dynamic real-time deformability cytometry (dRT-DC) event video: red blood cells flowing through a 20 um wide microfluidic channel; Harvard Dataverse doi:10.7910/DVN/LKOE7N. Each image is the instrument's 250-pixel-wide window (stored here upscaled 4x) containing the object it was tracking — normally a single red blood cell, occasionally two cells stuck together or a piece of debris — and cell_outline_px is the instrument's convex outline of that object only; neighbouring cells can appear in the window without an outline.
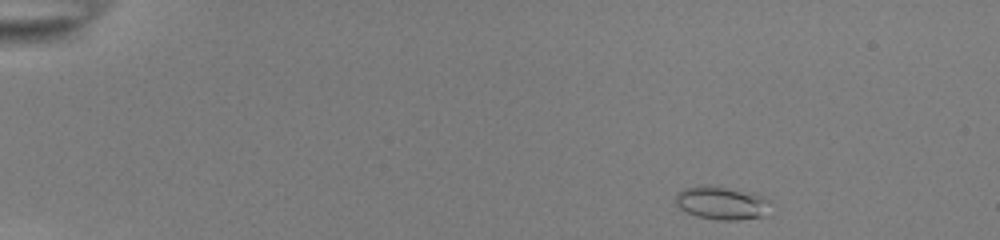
{"species": "common noctule bat (a hibernating species)", "species_latin": "Nyctalus noctula", "temperature_condition": "room temperature", "stored_images_in_passage": 46, "camera_frame_rate_fps": 3000, "um_per_image_px": 0.085, "animal": {"sex": "female", "body_mass_g": 22.0, "forearm_length_mm": 56.7}, "frame": {"image": 1, "passage_image": 1, "time_ms": 0.0, "image_size_px": [1000, 240], "cell_outline_px": [[776, 204], [764, 216], [736, 220], [720, 220], [696, 216], [680, 208], [676, 204], [676, 196], [684, 188], [700, 184], [708, 184], [752, 192], [764, 196]], "centroid_in_image_um": [61.43, 17.23], "position_along_channel_um": 23.6, "area_um2": 18.84}}
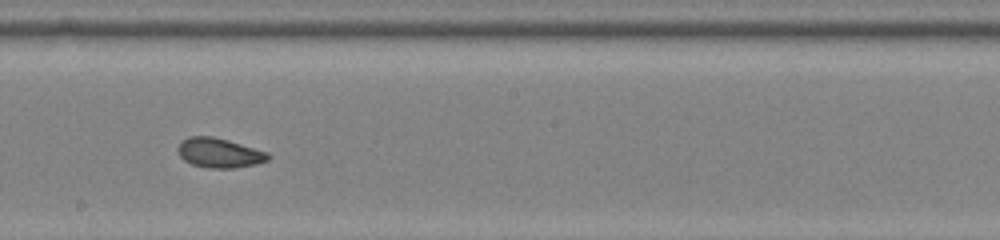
{"frame": {"image": 2, "passage_image": 25, "time_ms": 8.0, "image_size_px": [1000, 240], "cell_outline_px": [[272, 156], [268, 160], [256, 164], [236, 168], [208, 168], [192, 164], [184, 160], [180, 156], [176, 148], [180, 140], [188, 136], [212, 136], [228, 140], [268, 152]], "centroid_in_image_um": [18.62, 12.99], "position_along_channel_um": 229.6, "area_um2": 15.78}}
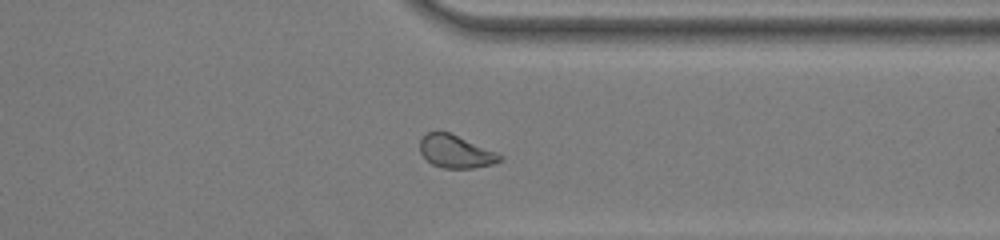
{"frame": {"image": 3, "passage_image": 36, "time_ms": 11.667, "image_size_px": [1000, 240], "cell_outline_px": [[504, 160], [492, 164], [472, 168], [444, 168], [432, 164], [420, 152], [420, 140], [428, 132], [448, 132], [496, 152], [504, 156]], "centroid_in_image_um": [38.76, 12.89], "position_along_channel_um": 372.6, "area_um2": 15.03}, "authors_computed_cell_mechanics": {"area_um2": 15.9817, "velocity_mm_per_s": 3.8936, "shape_relaxation_time_tau1_ms": 7.2593, "shape_relaxation_time_tau2_ms": 1.7246, "deformation_change_tau1": 0.1918, "deformation_change_tau2": 0.0714}}